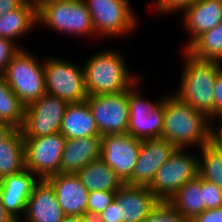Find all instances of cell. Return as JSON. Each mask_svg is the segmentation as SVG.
<instances>
[{
	"label": "cell",
	"mask_w": 222,
	"mask_h": 222,
	"mask_svg": "<svg viewBox=\"0 0 222 222\" xmlns=\"http://www.w3.org/2000/svg\"><path fill=\"white\" fill-rule=\"evenodd\" d=\"M103 222H119L118 204L114 200L104 211L101 212Z\"/></svg>",
	"instance_id": "37"
},
{
	"label": "cell",
	"mask_w": 222,
	"mask_h": 222,
	"mask_svg": "<svg viewBox=\"0 0 222 222\" xmlns=\"http://www.w3.org/2000/svg\"><path fill=\"white\" fill-rule=\"evenodd\" d=\"M66 138L61 133L24 137L25 168L39 180L61 173V159Z\"/></svg>",
	"instance_id": "10"
},
{
	"label": "cell",
	"mask_w": 222,
	"mask_h": 222,
	"mask_svg": "<svg viewBox=\"0 0 222 222\" xmlns=\"http://www.w3.org/2000/svg\"><path fill=\"white\" fill-rule=\"evenodd\" d=\"M119 222H143L160 201L146 186L123 184L115 193Z\"/></svg>",
	"instance_id": "16"
},
{
	"label": "cell",
	"mask_w": 222,
	"mask_h": 222,
	"mask_svg": "<svg viewBox=\"0 0 222 222\" xmlns=\"http://www.w3.org/2000/svg\"><path fill=\"white\" fill-rule=\"evenodd\" d=\"M186 51L200 60L222 61V22L201 34Z\"/></svg>",
	"instance_id": "26"
},
{
	"label": "cell",
	"mask_w": 222,
	"mask_h": 222,
	"mask_svg": "<svg viewBox=\"0 0 222 222\" xmlns=\"http://www.w3.org/2000/svg\"><path fill=\"white\" fill-rule=\"evenodd\" d=\"M143 222H189L168 201H159Z\"/></svg>",
	"instance_id": "29"
},
{
	"label": "cell",
	"mask_w": 222,
	"mask_h": 222,
	"mask_svg": "<svg viewBox=\"0 0 222 222\" xmlns=\"http://www.w3.org/2000/svg\"><path fill=\"white\" fill-rule=\"evenodd\" d=\"M183 74L175 96L192 108L206 114L210 120L214 117V82L222 70V63L200 60L186 50Z\"/></svg>",
	"instance_id": "2"
},
{
	"label": "cell",
	"mask_w": 222,
	"mask_h": 222,
	"mask_svg": "<svg viewBox=\"0 0 222 222\" xmlns=\"http://www.w3.org/2000/svg\"><path fill=\"white\" fill-rule=\"evenodd\" d=\"M140 147L141 140L128 133L104 135L101 137L100 159L126 184L132 177Z\"/></svg>",
	"instance_id": "13"
},
{
	"label": "cell",
	"mask_w": 222,
	"mask_h": 222,
	"mask_svg": "<svg viewBox=\"0 0 222 222\" xmlns=\"http://www.w3.org/2000/svg\"><path fill=\"white\" fill-rule=\"evenodd\" d=\"M199 149L202 156L198 158V176L222 189V151L210 144Z\"/></svg>",
	"instance_id": "28"
},
{
	"label": "cell",
	"mask_w": 222,
	"mask_h": 222,
	"mask_svg": "<svg viewBox=\"0 0 222 222\" xmlns=\"http://www.w3.org/2000/svg\"><path fill=\"white\" fill-rule=\"evenodd\" d=\"M14 130L15 128L9 124L0 121V142L4 141Z\"/></svg>",
	"instance_id": "40"
},
{
	"label": "cell",
	"mask_w": 222,
	"mask_h": 222,
	"mask_svg": "<svg viewBox=\"0 0 222 222\" xmlns=\"http://www.w3.org/2000/svg\"><path fill=\"white\" fill-rule=\"evenodd\" d=\"M92 111L101 135L124 134L128 131V90L116 94L90 95L85 100Z\"/></svg>",
	"instance_id": "12"
},
{
	"label": "cell",
	"mask_w": 222,
	"mask_h": 222,
	"mask_svg": "<svg viewBox=\"0 0 222 222\" xmlns=\"http://www.w3.org/2000/svg\"><path fill=\"white\" fill-rule=\"evenodd\" d=\"M57 0H26V2L31 5L36 11L47 3L54 2Z\"/></svg>",
	"instance_id": "42"
},
{
	"label": "cell",
	"mask_w": 222,
	"mask_h": 222,
	"mask_svg": "<svg viewBox=\"0 0 222 222\" xmlns=\"http://www.w3.org/2000/svg\"><path fill=\"white\" fill-rule=\"evenodd\" d=\"M40 62L22 47L2 73L11 90L25 107L47 93L44 62Z\"/></svg>",
	"instance_id": "4"
},
{
	"label": "cell",
	"mask_w": 222,
	"mask_h": 222,
	"mask_svg": "<svg viewBox=\"0 0 222 222\" xmlns=\"http://www.w3.org/2000/svg\"><path fill=\"white\" fill-rule=\"evenodd\" d=\"M219 118L220 124L219 128L213 127V123L210 122V131H209V144L217 149L222 151V115L218 117H213V119ZM212 126V127H211Z\"/></svg>",
	"instance_id": "36"
},
{
	"label": "cell",
	"mask_w": 222,
	"mask_h": 222,
	"mask_svg": "<svg viewBox=\"0 0 222 222\" xmlns=\"http://www.w3.org/2000/svg\"><path fill=\"white\" fill-rule=\"evenodd\" d=\"M61 222H85L82 216L65 215Z\"/></svg>",
	"instance_id": "43"
},
{
	"label": "cell",
	"mask_w": 222,
	"mask_h": 222,
	"mask_svg": "<svg viewBox=\"0 0 222 222\" xmlns=\"http://www.w3.org/2000/svg\"><path fill=\"white\" fill-rule=\"evenodd\" d=\"M38 181L39 179L27 168L0 179L3 206L18 222L25 214L27 201Z\"/></svg>",
	"instance_id": "15"
},
{
	"label": "cell",
	"mask_w": 222,
	"mask_h": 222,
	"mask_svg": "<svg viewBox=\"0 0 222 222\" xmlns=\"http://www.w3.org/2000/svg\"><path fill=\"white\" fill-rule=\"evenodd\" d=\"M197 0H156L155 1V8L159 14H169L175 11H183L186 7L190 6Z\"/></svg>",
	"instance_id": "33"
},
{
	"label": "cell",
	"mask_w": 222,
	"mask_h": 222,
	"mask_svg": "<svg viewBox=\"0 0 222 222\" xmlns=\"http://www.w3.org/2000/svg\"><path fill=\"white\" fill-rule=\"evenodd\" d=\"M95 35L122 36L136 28L137 18L129 0H84Z\"/></svg>",
	"instance_id": "9"
},
{
	"label": "cell",
	"mask_w": 222,
	"mask_h": 222,
	"mask_svg": "<svg viewBox=\"0 0 222 222\" xmlns=\"http://www.w3.org/2000/svg\"><path fill=\"white\" fill-rule=\"evenodd\" d=\"M184 151V148H176L148 186L160 201H169L185 183L198 176V157Z\"/></svg>",
	"instance_id": "8"
},
{
	"label": "cell",
	"mask_w": 222,
	"mask_h": 222,
	"mask_svg": "<svg viewBox=\"0 0 222 222\" xmlns=\"http://www.w3.org/2000/svg\"><path fill=\"white\" fill-rule=\"evenodd\" d=\"M175 149L172 143L162 138L142 140L132 177L126 184L148 187L157 170L171 157Z\"/></svg>",
	"instance_id": "14"
},
{
	"label": "cell",
	"mask_w": 222,
	"mask_h": 222,
	"mask_svg": "<svg viewBox=\"0 0 222 222\" xmlns=\"http://www.w3.org/2000/svg\"><path fill=\"white\" fill-rule=\"evenodd\" d=\"M222 115V70L214 82V117Z\"/></svg>",
	"instance_id": "35"
},
{
	"label": "cell",
	"mask_w": 222,
	"mask_h": 222,
	"mask_svg": "<svg viewBox=\"0 0 222 222\" xmlns=\"http://www.w3.org/2000/svg\"><path fill=\"white\" fill-rule=\"evenodd\" d=\"M210 118L180 101L175 95L165 97L163 131L160 138L176 148L202 147L209 144Z\"/></svg>",
	"instance_id": "1"
},
{
	"label": "cell",
	"mask_w": 222,
	"mask_h": 222,
	"mask_svg": "<svg viewBox=\"0 0 222 222\" xmlns=\"http://www.w3.org/2000/svg\"><path fill=\"white\" fill-rule=\"evenodd\" d=\"M36 10L26 1L17 9L0 17V37L13 42L36 25Z\"/></svg>",
	"instance_id": "24"
},
{
	"label": "cell",
	"mask_w": 222,
	"mask_h": 222,
	"mask_svg": "<svg viewBox=\"0 0 222 222\" xmlns=\"http://www.w3.org/2000/svg\"><path fill=\"white\" fill-rule=\"evenodd\" d=\"M64 216L52 185L45 179L35 184L20 222H61Z\"/></svg>",
	"instance_id": "18"
},
{
	"label": "cell",
	"mask_w": 222,
	"mask_h": 222,
	"mask_svg": "<svg viewBox=\"0 0 222 222\" xmlns=\"http://www.w3.org/2000/svg\"><path fill=\"white\" fill-rule=\"evenodd\" d=\"M60 133L66 139L101 137L92 111L86 101L68 104L62 119Z\"/></svg>",
	"instance_id": "21"
},
{
	"label": "cell",
	"mask_w": 222,
	"mask_h": 222,
	"mask_svg": "<svg viewBox=\"0 0 222 222\" xmlns=\"http://www.w3.org/2000/svg\"><path fill=\"white\" fill-rule=\"evenodd\" d=\"M47 94L63 99L68 104L84 102L87 97L84 68L63 59L44 61Z\"/></svg>",
	"instance_id": "6"
},
{
	"label": "cell",
	"mask_w": 222,
	"mask_h": 222,
	"mask_svg": "<svg viewBox=\"0 0 222 222\" xmlns=\"http://www.w3.org/2000/svg\"><path fill=\"white\" fill-rule=\"evenodd\" d=\"M136 81L128 89L129 122L127 133L139 140L160 138L163 131L165 98L151 102L138 91Z\"/></svg>",
	"instance_id": "7"
},
{
	"label": "cell",
	"mask_w": 222,
	"mask_h": 222,
	"mask_svg": "<svg viewBox=\"0 0 222 222\" xmlns=\"http://www.w3.org/2000/svg\"><path fill=\"white\" fill-rule=\"evenodd\" d=\"M184 24L191 35L186 50L201 34L222 22V0H197L183 10Z\"/></svg>",
	"instance_id": "19"
},
{
	"label": "cell",
	"mask_w": 222,
	"mask_h": 222,
	"mask_svg": "<svg viewBox=\"0 0 222 222\" xmlns=\"http://www.w3.org/2000/svg\"><path fill=\"white\" fill-rule=\"evenodd\" d=\"M53 187L65 215L82 216L87 210L89 191L77 173H59L46 179Z\"/></svg>",
	"instance_id": "17"
},
{
	"label": "cell",
	"mask_w": 222,
	"mask_h": 222,
	"mask_svg": "<svg viewBox=\"0 0 222 222\" xmlns=\"http://www.w3.org/2000/svg\"><path fill=\"white\" fill-rule=\"evenodd\" d=\"M37 23L57 32L96 36L91 15L84 0H57L36 11Z\"/></svg>",
	"instance_id": "5"
},
{
	"label": "cell",
	"mask_w": 222,
	"mask_h": 222,
	"mask_svg": "<svg viewBox=\"0 0 222 222\" xmlns=\"http://www.w3.org/2000/svg\"><path fill=\"white\" fill-rule=\"evenodd\" d=\"M202 191L205 210L222 207V189L215 183L202 179Z\"/></svg>",
	"instance_id": "31"
},
{
	"label": "cell",
	"mask_w": 222,
	"mask_h": 222,
	"mask_svg": "<svg viewBox=\"0 0 222 222\" xmlns=\"http://www.w3.org/2000/svg\"><path fill=\"white\" fill-rule=\"evenodd\" d=\"M68 103L50 94L27 105L20 128L23 137H41L60 133L62 119Z\"/></svg>",
	"instance_id": "11"
},
{
	"label": "cell",
	"mask_w": 222,
	"mask_h": 222,
	"mask_svg": "<svg viewBox=\"0 0 222 222\" xmlns=\"http://www.w3.org/2000/svg\"><path fill=\"white\" fill-rule=\"evenodd\" d=\"M83 68L88 96L124 92L141 79L130 75L124 57L116 50L93 54Z\"/></svg>",
	"instance_id": "3"
},
{
	"label": "cell",
	"mask_w": 222,
	"mask_h": 222,
	"mask_svg": "<svg viewBox=\"0 0 222 222\" xmlns=\"http://www.w3.org/2000/svg\"><path fill=\"white\" fill-rule=\"evenodd\" d=\"M20 46L9 39L0 37V74L5 70L11 59L21 50Z\"/></svg>",
	"instance_id": "32"
},
{
	"label": "cell",
	"mask_w": 222,
	"mask_h": 222,
	"mask_svg": "<svg viewBox=\"0 0 222 222\" xmlns=\"http://www.w3.org/2000/svg\"><path fill=\"white\" fill-rule=\"evenodd\" d=\"M82 217L85 222H103V219L101 218V215L92 211V210H86Z\"/></svg>",
	"instance_id": "39"
},
{
	"label": "cell",
	"mask_w": 222,
	"mask_h": 222,
	"mask_svg": "<svg viewBox=\"0 0 222 222\" xmlns=\"http://www.w3.org/2000/svg\"><path fill=\"white\" fill-rule=\"evenodd\" d=\"M0 222H18L8 213V211L3 206L1 196H0Z\"/></svg>",
	"instance_id": "41"
},
{
	"label": "cell",
	"mask_w": 222,
	"mask_h": 222,
	"mask_svg": "<svg viewBox=\"0 0 222 222\" xmlns=\"http://www.w3.org/2000/svg\"><path fill=\"white\" fill-rule=\"evenodd\" d=\"M115 193L111 191L89 192L87 210L101 214L114 201Z\"/></svg>",
	"instance_id": "30"
},
{
	"label": "cell",
	"mask_w": 222,
	"mask_h": 222,
	"mask_svg": "<svg viewBox=\"0 0 222 222\" xmlns=\"http://www.w3.org/2000/svg\"><path fill=\"white\" fill-rule=\"evenodd\" d=\"M168 202L188 221L201 214L205 210L202 178L185 183Z\"/></svg>",
	"instance_id": "23"
},
{
	"label": "cell",
	"mask_w": 222,
	"mask_h": 222,
	"mask_svg": "<svg viewBox=\"0 0 222 222\" xmlns=\"http://www.w3.org/2000/svg\"><path fill=\"white\" fill-rule=\"evenodd\" d=\"M83 186L89 191L117 192L123 185L116 173L104 161L98 159L77 172Z\"/></svg>",
	"instance_id": "22"
},
{
	"label": "cell",
	"mask_w": 222,
	"mask_h": 222,
	"mask_svg": "<svg viewBox=\"0 0 222 222\" xmlns=\"http://www.w3.org/2000/svg\"><path fill=\"white\" fill-rule=\"evenodd\" d=\"M26 0H0V17L19 8Z\"/></svg>",
	"instance_id": "38"
},
{
	"label": "cell",
	"mask_w": 222,
	"mask_h": 222,
	"mask_svg": "<svg viewBox=\"0 0 222 222\" xmlns=\"http://www.w3.org/2000/svg\"><path fill=\"white\" fill-rule=\"evenodd\" d=\"M101 158V137L66 139L61 159V173H77Z\"/></svg>",
	"instance_id": "20"
},
{
	"label": "cell",
	"mask_w": 222,
	"mask_h": 222,
	"mask_svg": "<svg viewBox=\"0 0 222 222\" xmlns=\"http://www.w3.org/2000/svg\"><path fill=\"white\" fill-rule=\"evenodd\" d=\"M24 109L25 106L0 74V121L20 129L24 121Z\"/></svg>",
	"instance_id": "27"
},
{
	"label": "cell",
	"mask_w": 222,
	"mask_h": 222,
	"mask_svg": "<svg viewBox=\"0 0 222 222\" xmlns=\"http://www.w3.org/2000/svg\"><path fill=\"white\" fill-rule=\"evenodd\" d=\"M189 222H222V207L206 209Z\"/></svg>",
	"instance_id": "34"
},
{
	"label": "cell",
	"mask_w": 222,
	"mask_h": 222,
	"mask_svg": "<svg viewBox=\"0 0 222 222\" xmlns=\"http://www.w3.org/2000/svg\"><path fill=\"white\" fill-rule=\"evenodd\" d=\"M25 169L24 137L21 129H15L0 142V179Z\"/></svg>",
	"instance_id": "25"
}]
</instances>
